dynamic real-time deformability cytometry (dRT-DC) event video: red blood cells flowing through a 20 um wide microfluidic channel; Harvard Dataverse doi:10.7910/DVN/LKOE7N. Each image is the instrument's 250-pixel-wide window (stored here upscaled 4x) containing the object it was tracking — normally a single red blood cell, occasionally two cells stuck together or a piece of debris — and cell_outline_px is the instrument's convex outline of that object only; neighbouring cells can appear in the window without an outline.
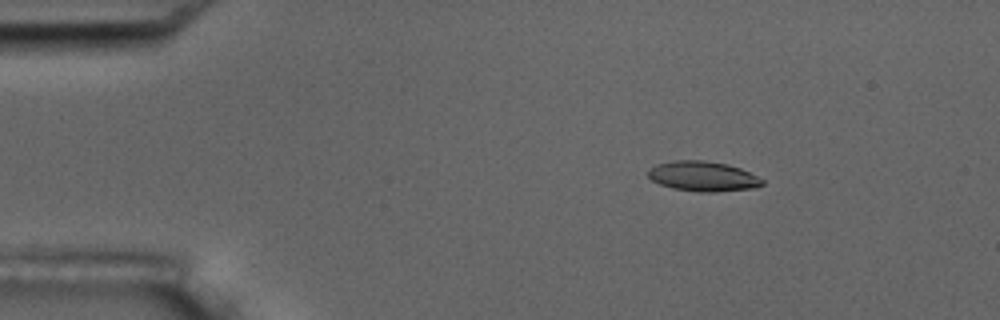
{"species": "common noctule bat (a hibernating species)", "species_latin": "Nyctalus noctula", "temperature_condition": "room temperature", "stored_images_in_passage": 5, "camera_frame_rate_fps": 3000, "um_per_image_px": 0.085, "animal": {"sex": "male", "body_mass_g": 17.5, "forearm_length_mm": 52.3}, "frame": {"image": 1, "passage_image": 3, "time_ms": 2.333, "image_size_px": [1000, 320], "cell_outline_px": [[764, 184], [756, 188], [716, 192], [696, 192], [672, 188], [660, 184], [652, 180], [648, 176], [648, 168], [656, 164], [676, 160], [704, 160], [728, 164], [740, 168], [764, 180]], "centroid_in_image_um": [59.75, 14.99], "position_along_channel_um": 25.3, "area_um2": 20.11}}